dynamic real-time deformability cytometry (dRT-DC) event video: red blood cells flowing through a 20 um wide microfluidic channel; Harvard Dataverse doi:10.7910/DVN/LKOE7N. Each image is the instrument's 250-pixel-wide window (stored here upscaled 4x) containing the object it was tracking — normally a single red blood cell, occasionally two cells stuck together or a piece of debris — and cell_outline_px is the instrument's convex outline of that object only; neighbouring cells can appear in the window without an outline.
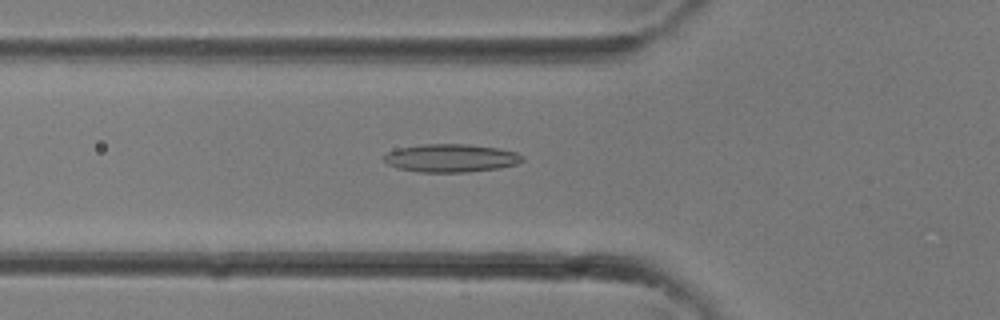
{"species": "common noctule bat (a hibernating species)", "species_latin": "Nyctalus noctula", "temperature_condition": "room temperature", "stored_images_in_passage": 25, "camera_frame_rate_fps": 3000, "um_per_image_px": 0.085, "animal": {"sex": "female"}, "frame": {"image": 1, "passage_image": 4, "time_ms": 1.0, "image_size_px": [1000, 320], "cell_outline_px": [[524, 160], [516, 164], [500, 168], [468, 172], [416, 172], [396, 168], [388, 164], [384, 160], [384, 156], [388, 152], [396, 148], [424, 144], [468, 144], [496, 148], [516, 152], [524, 156]], "centroid_in_image_um": [38.32, 13.44], "position_along_channel_um": 87.5, "area_um2": 22.77}}
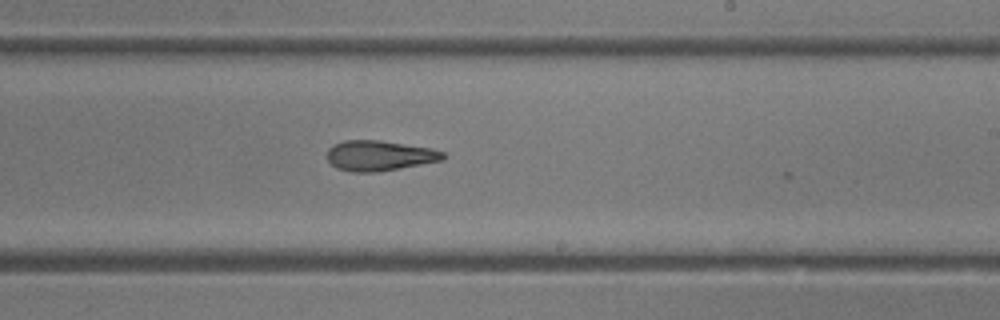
{"frame": {"image": 2, "passage_image": 12, "time_ms": 3.667, "image_size_px": [1000, 320], "cell_outline_px": [[448, 156], [444, 160], [400, 168], [376, 172], [352, 172], [336, 168], [328, 160], [328, 148], [332, 144], [344, 140], [380, 140], [432, 148], [444, 152]], "centroid_in_image_um": [32.27, 13.22], "position_along_channel_um": 256.7, "area_um2": 20.63}}
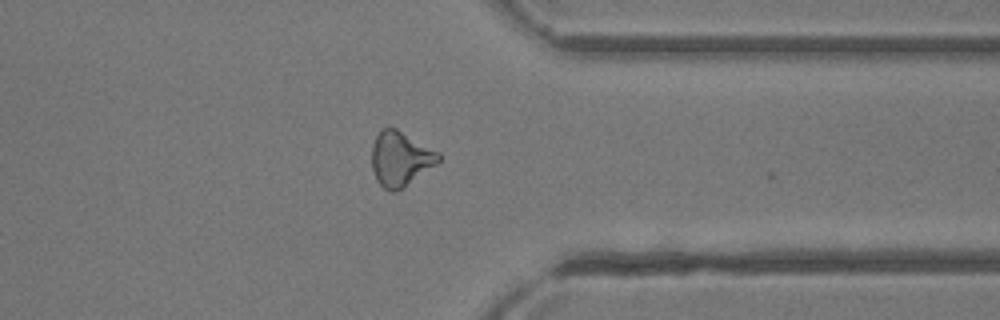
{"frame": {"image": 3, "passage_image": 18, "time_ms": 5.667, "image_size_px": [1000, 320], "cell_outline_px": [[440, 160], [436, 164], [404, 188], [396, 192], [388, 192], [376, 180], [372, 168], [372, 144], [376, 136], [388, 124], [396, 128], [440, 152]], "centroid_in_image_um": [34.02, 13.5], "position_along_channel_um": 377.4, "area_um2": 21.5}}